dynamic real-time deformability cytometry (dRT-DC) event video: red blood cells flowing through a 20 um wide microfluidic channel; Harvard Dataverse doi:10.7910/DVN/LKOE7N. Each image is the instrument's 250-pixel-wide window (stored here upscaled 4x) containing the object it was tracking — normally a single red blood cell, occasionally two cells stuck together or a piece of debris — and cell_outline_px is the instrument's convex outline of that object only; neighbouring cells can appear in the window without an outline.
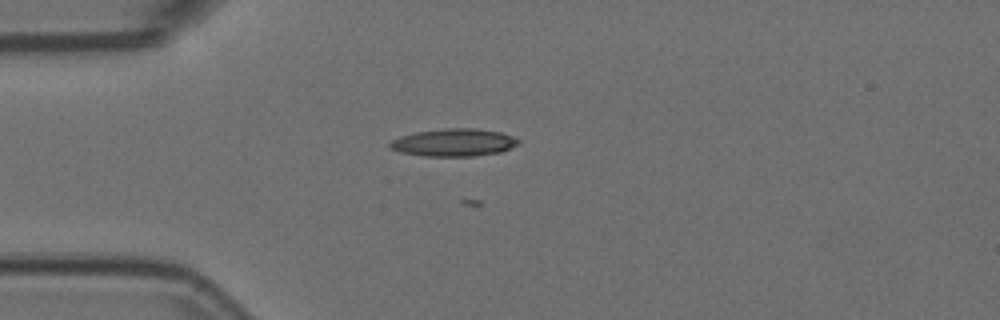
{"species": "Egyptian fruit bat (a non-hibernating species)", "species_latin": "Rousettus aegyptiacus", "temperature_condition": "room temperature", "stored_images_in_passage": 48, "camera_frame_rate_fps": 3000, "um_per_image_px": 0.085, "animal": {"sex": "female"}, "frame": {"image": 1, "passage_image": 7, "time_ms": 2.0, "image_size_px": [1000, 320], "cell_outline_px": [[520, 144], [500, 152], [476, 156], [424, 156], [400, 152], [388, 148], [388, 144], [392, 140], [400, 136], [416, 132], [448, 128], [476, 128], [500, 132], [512, 136], [520, 140]], "centroid_in_image_um": [38.57, 12.11], "position_along_channel_um": 46.4, "area_um2": 20.75}}
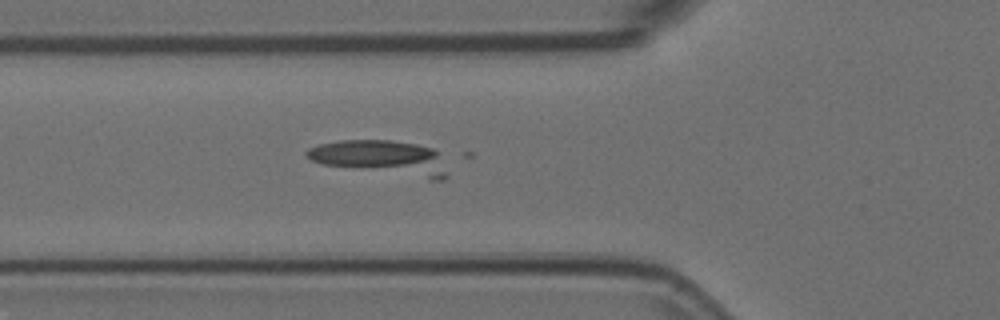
{"frame": {"image": 2, "passage_image": 12, "time_ms": 3.667, "image_size_px": [1000, 320], "cell_outline_px": [[448, 176], [444, 180], [428, 180], [324, 164], [312, 160], [304, 156], [304, 152], [308, 148], [320, 144], [340, 140], [392, 140], [416, 144], [432, 148], [436, 152]], "centroid_in_image_um": [32.39, 13.41], "position_along_channel_um": 93.4, "area_um2": 28.21}}
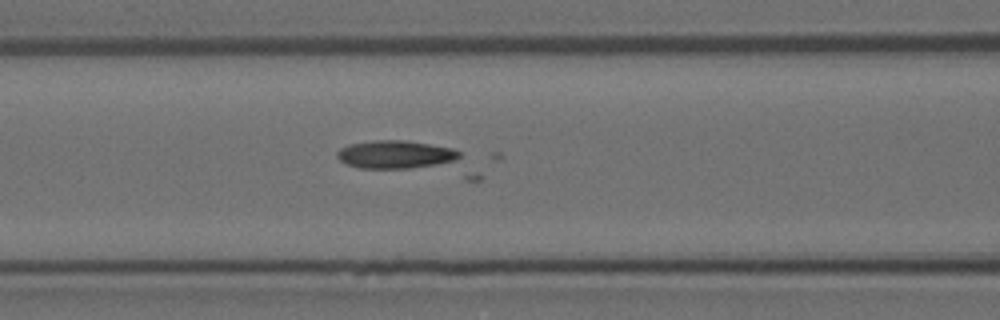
{"frame": {"image": 3, "passage_image": 15, "time_ms": 4.667, "image_size_px": [1000, 320], "cell_outline_px": [[460, 156], [452, 160], [436, 164], [408, 168], [360, 168], [348, 164], [340, 160], [336, 156], [336, 152], [340, 148], [348, 144], [372, 140], [404, 140], [452, 148], [460, 152]], "centroid_in_image_um": [33.53, 13.11], "position_along_channel_um": 133.1, "area_um2": 19.65}}